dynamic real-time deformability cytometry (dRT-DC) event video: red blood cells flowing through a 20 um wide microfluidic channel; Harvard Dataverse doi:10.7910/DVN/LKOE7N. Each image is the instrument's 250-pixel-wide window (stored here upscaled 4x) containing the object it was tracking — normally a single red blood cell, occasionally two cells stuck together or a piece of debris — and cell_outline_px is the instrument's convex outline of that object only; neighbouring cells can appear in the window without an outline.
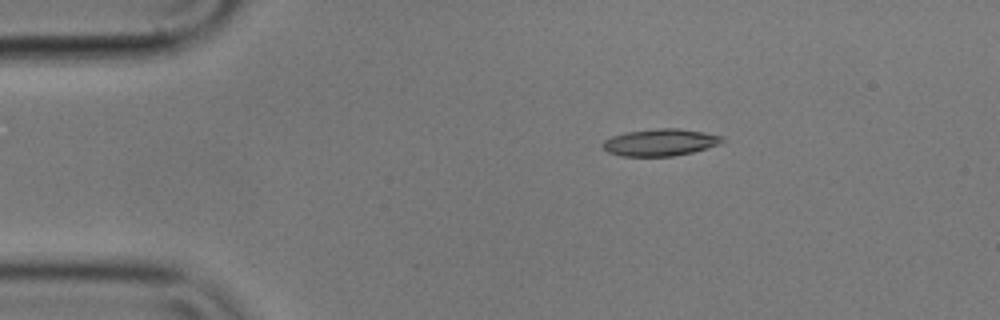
{"species": "common noctule bat (a hibernating species)", "species_latin": "Nyctalus noctula", "temperature_condition": "cold", "stored_images_in_passage": 2, "camera_frame_rate_fps": 3000, "um_per_image_px": 0.085, "animal": {"sex": "male", "body_mass_g": 17.9}, "frame": {"image": 1, "passage_image": 2, "time_ms": 0.333, "image_size_px": [1000, 320], "cell_outline_px": [[728, 140], [720, 144], [692, 152], [672, 156], [620, 156], [608, 152], [600, 144], [604, 140], [612, 136], [628, 132], [660, 128], [680, 128], [704, 132], [724, 136]], "centroid_in_image_um": [56.16, 12.1], "position_along_channel_um": 28.8, "area_um2": 18.9}}